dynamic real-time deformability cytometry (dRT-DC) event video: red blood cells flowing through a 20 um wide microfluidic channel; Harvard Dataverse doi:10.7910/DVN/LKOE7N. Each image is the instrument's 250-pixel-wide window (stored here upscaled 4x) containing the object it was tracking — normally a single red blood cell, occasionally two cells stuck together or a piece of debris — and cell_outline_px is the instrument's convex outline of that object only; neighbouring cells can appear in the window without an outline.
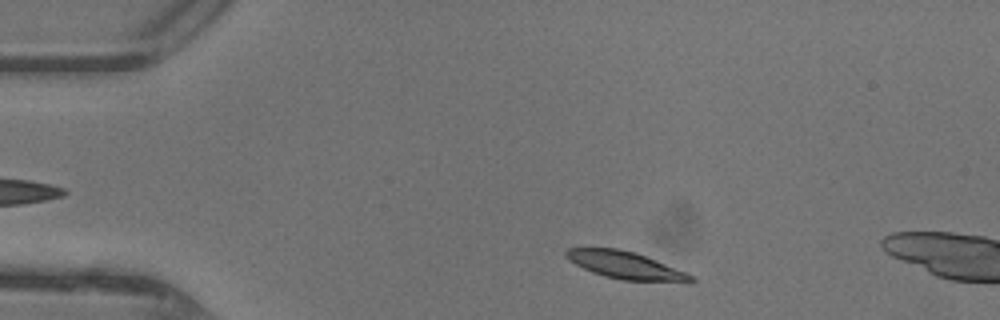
{"species": "common noctule bat (a hibernating species)", "species_latin": "Nyctalus noctula", "temperature_condition": "warm", "stored_images_in_passage": 6, "camera_frame_rate_fps": 3000, "um_per_image_px": 0.085, "animal": {"sex": "female"}, "frame": {"image": 1, "passage_image": 2, "time_ms": 0.333, "image_size_px": [1000, 320], "cell_outline_px": [[696, 280], [620, 280], [604, 276], [592, 272], [568, 260], [564, 256], [564, 252], [568, 248], [616, 248], [636, 252], [696, 276]], "centroid_in_image_um": [53.07, 22.51], "position_along_channel_um": 31.9, "area_um2": 19.42}}